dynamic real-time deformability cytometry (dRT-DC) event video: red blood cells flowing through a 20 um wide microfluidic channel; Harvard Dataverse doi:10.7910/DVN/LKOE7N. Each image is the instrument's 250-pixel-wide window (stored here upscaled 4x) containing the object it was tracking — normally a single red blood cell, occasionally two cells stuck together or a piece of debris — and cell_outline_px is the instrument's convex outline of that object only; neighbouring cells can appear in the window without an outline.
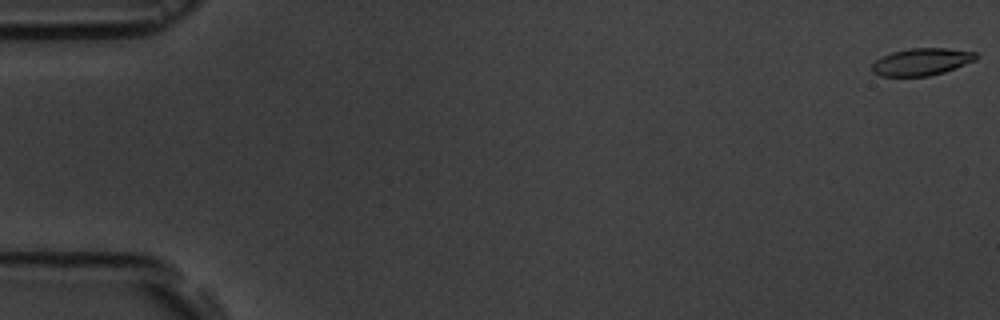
{"species": "common noctule bat (a hibernating species)", "species_latin": "Nyctalus noctula", "temperature_condition": "room temperature", "stored_images_in_passage": 4, "camera_frame_rate_fps": 3000, "um_per_image_px": 0.085, "animal": {"sex": "male", "body_mass_g": 19.5, "forearm_length_mm": 54.6}, "frame": {"image": 1, "passage_image": 1, "time_ms": 0.0, "image_size_px": [1000, 320], "cell_outline_px": [[980, 56], [976, 60], [944, 72], [928, 76], [880, 76], [872, 72], [872, 64], [880, 56], [892, 52], [908, 48], [948, 48], [976, 52]], "centroid_in_image_um": [78.34, 5.24], "position_along_channel_um": 6.7, "area_um2": 16.65}}